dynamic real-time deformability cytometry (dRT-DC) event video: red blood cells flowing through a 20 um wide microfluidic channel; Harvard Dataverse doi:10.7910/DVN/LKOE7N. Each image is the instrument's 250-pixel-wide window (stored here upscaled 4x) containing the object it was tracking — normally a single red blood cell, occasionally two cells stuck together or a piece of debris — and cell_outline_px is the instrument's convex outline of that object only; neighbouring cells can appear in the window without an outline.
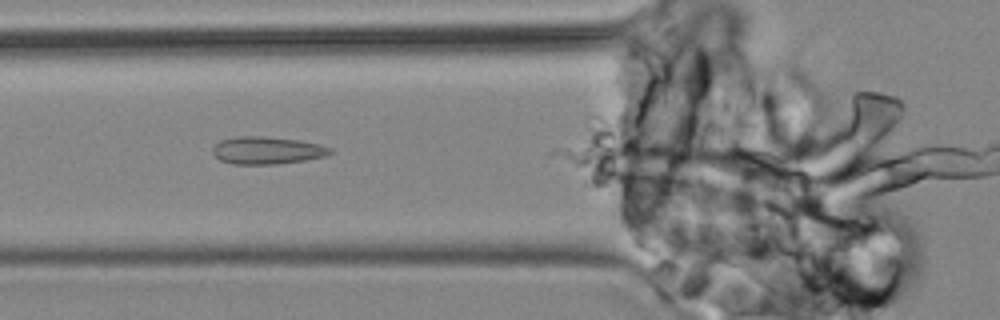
{"species": "common noctule bat (a hibernating species)", "species_latin": "Nyctalus noctula", "temperature_condition": "cold", "stored_images_in_passage": 5, "camera_frame_rate_fps": 3000, "um_per_image_px": 0.085, "animal": {"sex": "male", "body_mass_g": 19.2, "forearm_length_mm": 51.8}, "frame": {"image": 1, "passage_image": 4, "time_ms": 4.0, "image_size_px": [1000, 320], "cell_outline_px": [[332, 152], [324, 156], [304, 160], [276, 164], [232, 164], [220, 160], [212, 152], [212, 148], [220, 140], [236, 136], [264, 136], [300, 140], [320, 144], [332, 148]], "centroid_in_image_um": [22.68, 12.77], "position_along_channel_um": 103.1, "area_um2": 18.84}}